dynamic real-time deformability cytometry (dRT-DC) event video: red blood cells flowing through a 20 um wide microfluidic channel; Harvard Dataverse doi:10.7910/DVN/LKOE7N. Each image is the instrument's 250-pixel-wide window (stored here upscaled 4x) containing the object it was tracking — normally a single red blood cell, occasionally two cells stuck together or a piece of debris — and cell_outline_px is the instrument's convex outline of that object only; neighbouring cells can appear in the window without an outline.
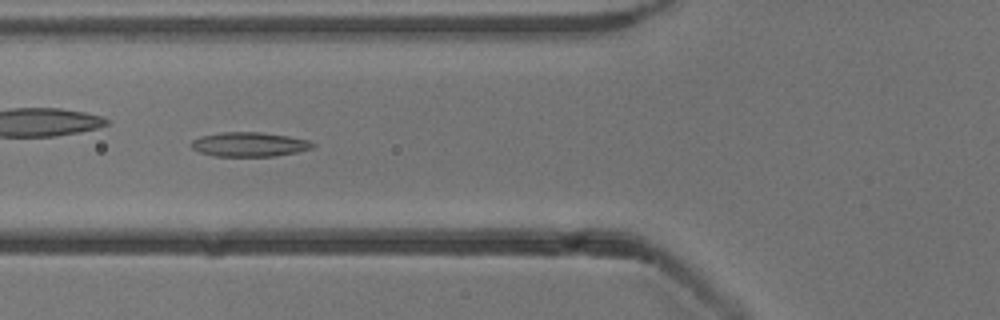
{"species": "common noctule bat (a hibernating species)", "species_latin": "Nyctalus noctula", "temperature_condition": "cold", "stored_images_in_passage": 9, "camera_frame_rate_fps": 3000, "um_per_image_px": 0.085, "animal": {"sex": "male", "body_mass_g": 13.3}, "frame": {"image": 1, "passage_image": 6, "time_ms": 6.667, "image_size_px": [1000, 320], "cell_outline_px": [[316, 144], [312, 148], [296, 152], [272, 156], [216, 156], [200, 152], [192, 148], [188, 144], [192, 140], [200, 136], [220, 132], [260, 132], [288, 136], [308, 140]], "centroid_in_image_um": [21.15, 12.26], "position_along_channel_um": 104.6, "area_um2": 17.22}}
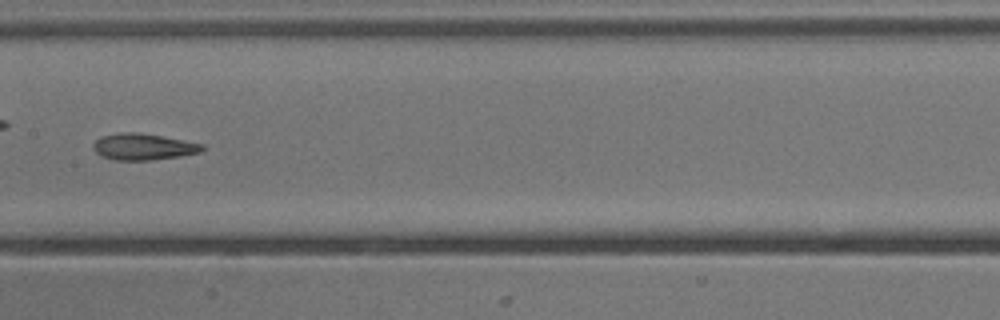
{"frame": {"image": 2, "passage_image": 8, "time_ms": 9.0, "image_size_px": [1000, 320], "cell_outline_px": [[204, 148], [200, 152], [180, 156], [152, 160], [116, 160], [100, 156], [92, 148], [92, 144], [100, 136], [120, 132], [136, 132], [160, 136], [204, 144]], "centroid_in_image_um": [12.13, 12.47], "position_along_channel_um": 195.3, "area_um2": 16.76}}
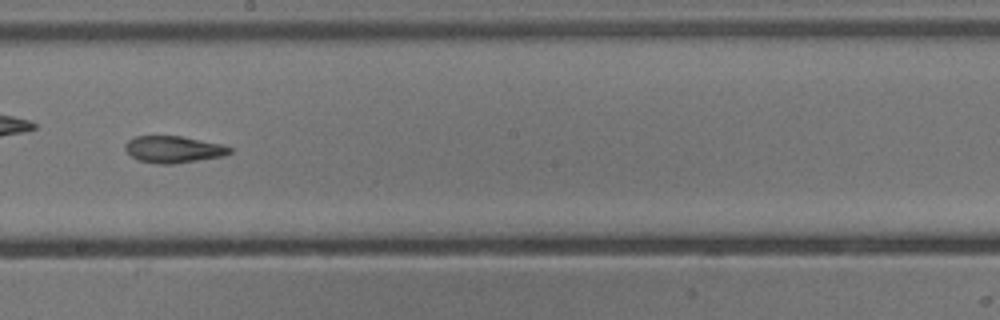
{"frame": {"image": 3, "passage_image": 9, "time_ms": 10.0, "image_size_px": [1000, 320], "cell_outline_px": [[232, 152], [224, 156], [172, 164], [160, 164], [140, 160], [132, 156], [124, 148], [124, 144], [128, 140], [136, 136], [180, 136], [220, 144], [232, 148]], "centroid_in_image_um": [14.74, 12.69], "position_along_channel_um": 233.5, "area_um2": 16.13}}